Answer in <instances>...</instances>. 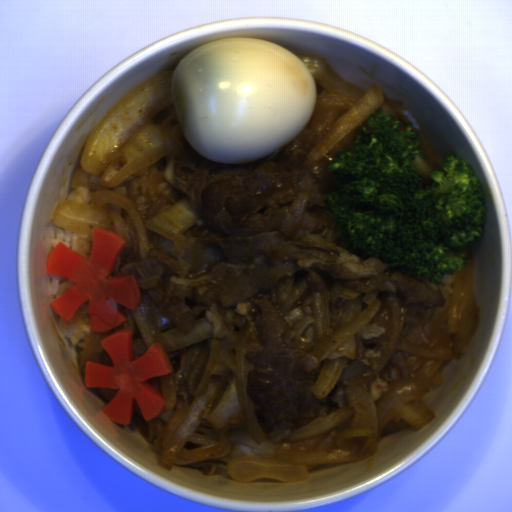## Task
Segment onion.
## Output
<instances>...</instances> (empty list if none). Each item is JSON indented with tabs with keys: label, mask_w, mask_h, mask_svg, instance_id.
Instances as JSON below:
<instances>
[{
	"label": "onion",
	"mask_w": 512,
	"mask_h": 512,
	"mask_svg": "<svg viewBox=\"0 0 512 512\" xmlns=\"http://www.w3.org/2000/svg\"><path fill=\"white\" fill-rule=\"evenodd\" d=\"M453 274L454 289L447 308V325L454 333L451 352L427 349H413L400 339L401 321L396 299L388 291H369L363 297L366 303L361 313L342 324L323 345L317 362H322L321 372L312 392L319 398H325L336 385L341 371L349 358L334 357L331 353L354 336L386 304L391 308L392 334L391 346L409 352V365L413 377L408 384L394 386L386 396L378 400V429L382 433H391L407 427H423L436 419L434 413L423 407L420 399L428 390L441 387L443 379L439 370L443 361L457 359L459 346V328L465 311L471 286L472 272L467 259L460 272Z\"/></svg>",
	"instance_id": "55239325"
},
{
	"label": "onion",
	"mask_w": 512,
	"mask_h": 512,
	"mask_svg": "<svg viewBox=\"0 0 512 512\" xmlns=\"http://www.w3.org/2000/svg\"><path fill=\"white\" fill-rule=\"evenodd\" d=\"M175 70L151 75L124 94L94 126L72 172L70 186L86 187L93 196L89 203L73 200L58 203L51 221L59 228L87 235L92 247L93 230L106 229L125 240L128 223L112 210H125L139 235L140 258L149 249V230L177 240L200 217L187 202L177 200L144 222L131 199L116 190L120 184L145 168L167 159L165 181L176 185L174 163L190 145L180 127L172 90Z\"/></svg>",
	"instance_id": "6bf65262"
},
{
	"label": "onion",
	"mask_w": 512,
	"mask_h": 512,
	"mask_svg": "<svg viewBox=\"0 0 512 512\" xmlns=\"http://www.w3.org/2000/svg\"><path fill=\"white\" fill-rule=\"evenodd\" d=\"M316 98L324 94L338 92L357 100L355 105L338 118L320 144L308 153V160L318 163L327 156H337L352 144L357 132L375 109H384L403 123H409L417 137L421 158L436 170L443 164L418 116L401 103L390 101L384 88L372 86L362 88L349 82L334 70L327 68L322 80H313Z\"/></svg>",
	"instance_id": "23ac38db"
},
{
	"label": "onion",
	"mask_w": 512,
	"mask_h": 512,
	"mask_svg": "<svg viewBox=\"0 0 512 512\" xmlns=\"http://www.w3.org/2000/svg\"><path fill=\"white\" fill-rule=\"evenodd\" d=\"M138 291L140 304L132 313L147 350L160 344L166 354L201 343L187 377V390L193 398L190 405H177L173 371L147 379L162 394L165 404L159 414L165 423L159 455L162 468L197 467L224 460L235 444L264 454L230 459L227 473L238 482L271 479L291 483L306 479L318 465L355 461L351 451L341 447L332 451L290 450V444L334 430L351 417L353 409L344 407L325 413L285 441L269 439L261 430L247 391L243 330L236 335L235 349L227 339L213 336V322L205 317L193 329L181 333L148 293Z\"/></svg>",
	"instance_id": "06740285"
}]
</instances>
